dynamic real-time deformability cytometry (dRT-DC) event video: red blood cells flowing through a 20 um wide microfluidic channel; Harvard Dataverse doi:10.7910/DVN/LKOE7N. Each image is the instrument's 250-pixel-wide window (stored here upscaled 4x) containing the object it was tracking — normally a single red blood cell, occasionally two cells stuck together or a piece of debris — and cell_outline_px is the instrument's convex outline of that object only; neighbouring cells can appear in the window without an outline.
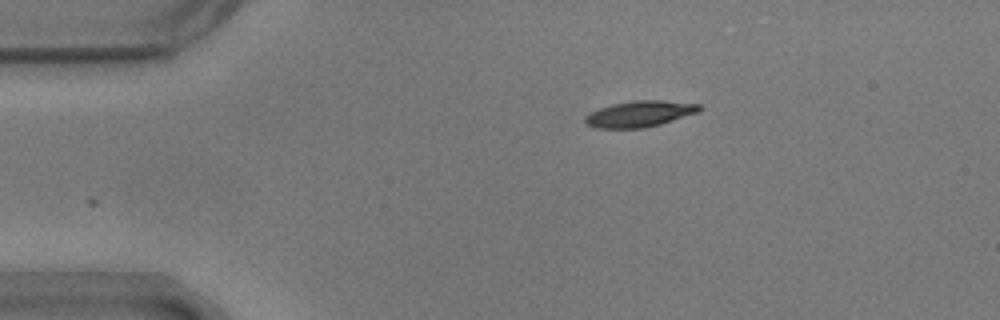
{"species": "common noctule bat (a hibernating species)", "species_latin": "Nyctalus noctula", "temperature_condition": "warm", "stored_images_in_passage": 8, "camera_frame_rate_fps": 3000, "um_per_image_px": 0.085, "animal": {"sex": "male", "body_mass_g": 17.9}, "frame": {"image": 1, "passage_image": 1, "time_ms": 0.0, "image_size_px": [1000, 320], "cell_outline_px": [[704, 108], [700, 112], [660, 124], [644, 128], [596, 128], [584, 124], [584, 116], [588, 112], [612, 104], [632, 100], [664, 100], [700, 104]], "centroid_in_image_um": [54.37, 9.67], "position_along_channel_um": 30.6, "area_um2": 17.69}}
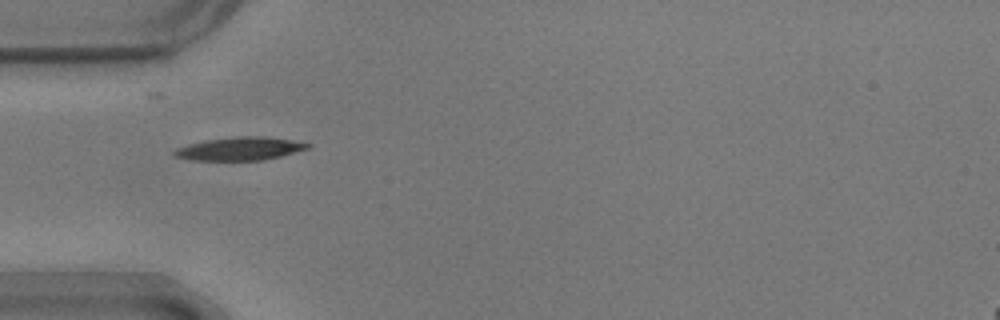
{"frame": {"image": 2, "passage_image": 8, "time_ms": 2.333, "image_size_px": [1000, 320], "cell_outline_px": [[312, 144], [308, 148], [280, 156], [264, 160], [184, 160], [172, 156], [168, 152], [172, 148], [204, 140], [232, 136], [268, 136], [292, 140]], "centroid_in_image_um": [20.24, 12.63], "position_along_channel_um": 64.8, "area_um2": 18.5}}